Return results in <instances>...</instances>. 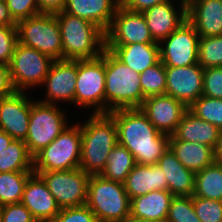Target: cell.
Instances as JSON below:
<instances>
[{
  "mask_svg": "<svg viewBox=\"0 0 222 222\" xmlns=\"http://www.w3.org/2000/svg\"><path fill=\"white\" fill-rule=\"evenodd\" d=\"M118 130V143L128 149L136 164L158 162L168 150L170 136L157 130L140 108L109 112Z\"/></svg>",
  "mask_w": 222,
  "mask_h": 222,
  "instance_id": "cell-1",
  "label": "cell"
},
{
  "mask_svg": "<svg viewBox=\"0 0 222 222\" xmlns=\"http://www.w3.org/2000/svg\"><path fill=\"white\" fill-rule=\"evenodd\" d=\"M80 169L94 175L105 168L107 158L118 144V130L109 113H92L81 123Z\"/></svg>",
  "mask_w": 222,
  "mask_h": 222,
  "instance_id": "cell-2",
  "label": "cell"
},
{
  "mask_svg": "<svg viewBox=\"0 0 222 222\" xmlns=\"http://www.w3.org/2000/svg\"><path fill=\"white\" fill-rule=\"evenodd\" d=\"M63 49V60L95 59L105 49V32L95 23L70 15L56 13Z\"/></svg>",
  "mask_w": 222,
  "mask_h": 222,
  "instance_id": "cell-3",
  "label": "cell"
},
{
  "mask_svg": "<svg viewBox=\"0 0 222 222\" xmlns=\"http://www.w3.org/2000/svg\"><path fill=\"white\" fill-rule=\"evenodd\" d=\"M144 100L140 74L105 48V113L139 108Z\"/></svg>",
  "mask_w": 222,
  "mask_h": 222,
  "instance_id": "cell-4",
  "label": "cell"
},
{
  "mask_svg": "<svg viewBox=\"0 0 222 222\" xmlns=\"http://www.w3.org/2000/svg\"><path fill=\"white\" fill-rule=\"evenodd\" d=\"M130 203L124 183L91 175L86 205L98 222H121L130 215Z\"/></svg>",
  "mask_w": 222,
  "mask_h": 222,
  "instance_id": "cell-5",
  "label": "cell"
},
{
  "mask_svg": "<svg viewBox=\"0 0 222 222\" xmlns=\"http://www.w3.org/2000/svg\"><path fill=\"white\" fill-rule=\"evenodd\" d=\"M81 143V124L68 126L33 157L34 173L80 168Z\"/></svg>",
  "mask_w": 222,
  "mask_h": 222,
  "instance_id": "cell-6",
  "label": "cell"
},
{
  "mask_svg": "<svg viewBox=\"0 0 222 222\" xmlns=\"http://www.w3.org/2000/svg\"><path fill=\"white\" fill-rule=\"evenodd\" d=\"M18 43L51 59L63 60L62 38L55 14L40 13L16 23Z\"/></svg>",
  "mask_w": 222,
  "mask_h": 222,
  "instance_id": "cell-7",
  "label": "cell"
},
{
  "mask_svg": "<svg viewBox=\"0 0 222 222\" xmlns=\"http://www.w3.org/2000/svg\"><path fill=\"white\" fill-rule=\"evenodd\" d=\"M66 120L57 104L32 99L29 129L24 141L29 153L34 157L55 140L69 126Z\"/></svg>",
  "mask_w": 222,
  "mask_h": 222,
  "instance_id": "cell-8",
  "label": "cell"
},
{
  "mask_svg": "<svg viewBox=\"0 0 222 222\" xmlns=\"http://www.w3.org/2000/svg\"><path fill=\"white\" fill-rule=\"evenodd\" d=\"M74 104L105 113V49L98 58L77 60Z\"/></svg>",
  "mask_w": 222,
  "mask_h": 222,
  "instance_id": "cell-9",
  "label": "cell"
},
{
  "mask_svg": "<svg viewBox=\"0 0 222 222\" xmlns=\"http://www.w3.org/2000/svg\"><path fill=\"white\" fill-rule=\"evenodd\" d=\"M53 62L37 49L17 42L8 65L14 90L26 92V89L42 85Z\"/></svg>",
  "mask_w": 222,
  "mask_h": 222,
  "instance_id": "cell-10",
  "label": "cell"
},
{
  "mask_svg": "<svg viewBox=\"0 0 222 222\" xmlns=\"http://www.w3.org/2000/svg\"><path fill=\"white\" fill-rule=\"evenodd\" d=\"M61 209L85 205L91 175L82 169L39 172Z\"/></svg>",
  "mask_w": 222,
  "mask_h": 222,
  "instance_id": "cell-11",
  "label": "cell"
},
{
  "mask_svg": "<svg viewBox=\"0 0 222 222\" xmlns=\"http://www.w3.org/2000/svg\"><path fill=\"white\" fill-rule=\"evenodd\" d=\"M199 34L187 20L159 43L160 61L165 66L184 67L198 63Z\"/></svg>",
  "mask_w": 222,
  "mask_h": 222,
  "instance_id": "cell-12",
  "label": "cell"
},
{
  "mask_svg": "<svg viewBox=\"0 0 222 222\" xmlns=\"http://www.w3.org/2000/svg\"><path fill=\"white\" fill-rule=\"evenodd\" d=\"M133 43H154V40L142 12L131 11L119 5L105 32V45Z\"/></svg>",
  "mask_w": 222,
  "mask_h": 222,
  "instance_id": "cell-13",
  "label": "cell"
},
{
  "mask_svg": "<svg viewBox=\"0 0 222 222\" xmlns=\"http://www.w3.org/2000/svg\"><path fill=\"white\" fill-rule=\"evenodd\" d=\"M204 69L197 63L184 67L165 66L168 94L189 107L203 93Z\"/></svg>",
  "mask_w": 222,
  "mask_h": 222,
  "instance_id": "cell-14",
  "label": "cell"
},
{
  "mask_svg": "<svg viewBox=\"0 0 222 222\" xmlns=\"http://www.w3.org/2000/svg\"><path fill=\"white\" fill-rule=\"evenodd\" d=\"M140 110L160 132L172 135L188 107L168 94L145 98Z\"/></svg>",
  "mask_w": 222,
  "mask_h": 222,
  "instance_id": "cell-15",
  "label": "cell"
},
{
  "mask_svg": "<svg viewBox=\"0 0 222 222\" xmlns=\"http://www.w3.org/2000/svg\"><path fill=\"white\" fill-rule=\"evenodd\" d=\"M26 95L15 91L0 98V129L15 140L25 141L27 138L32 101Z\"/></svg>",
  "mask_w": 222,
  "mask_h": 222,
  "instance_id": "cell-16",
  "label": "cell"
},
{
  "mask_svg": "<svg viewBox=\"0 0 222 222\" xmlns=\"http://www.w3.org/2000/svg\"><path fill=\"white\" fill-rule=\"evenodd\" d=\"M77 78V60H55L45 77L42 86H46V100L41 102L56 105V101L74 104Z\"/></svg>",
  "mask_w": 222,
  "mask_h": 222,
  "instance_id": "cell-17",
  "label": "cell"
},
{
  "mask_svg": "<svg viewBox=\"0 0 222 222\" xmlns=\"http://www.w3.org/2000/svg\"><path fill=\"white\" fill-rule=\"evenodd\" d=\"M179 1V11L173 1H168L142 12L154 42L160 43L187 21V4L184 0Z\"/></svg>",
  "mask_w": 222,
  "mask_h": 222,
  "instance_id": "cell-18",
  "label": "cell"
},
{
  "mask_svg": "<svg viewBox=\"0 0 222 222\" xmlns=\"http://www.w3.org/2000/svg\"><path fill=\"white\" fill-rule=\"evenodd\" d=\"M21 203L37 221L51 222L61 210L44 180L35 173L25 184Z\"/></svg>",
  "mask_w": 222,
  "mask_h": 222,
  "instance_id": "cell-19",
  "label": "cell"
},
{
  "mask_svg": "<svg viewBox=\"0 0 222 222\" xmlns=\"http://www.w3.org/2000/svg\"><path fill=\"white\" fill-rule=\"evenodd\" d=\"M187 20L199 36H222V0H191Z\"/></svg>",
  "mask_w": 222,
  "mask_h": 222,
  "instance_id": "cell-20",
  "label": "cell"
},
{
  "mask_svg": "<svg viewBox=\"0 0 222 222\" xmlns=\"http://www.w3.org/2000/svg\"><path fill=\"white\" fill-rule=\"evenodd\" d=\"M124 187L131 200L151 191H168V181L165 172L157 163L151 165L136 164L127 175Z\"/></svg>",
  "mask_w": 222,
  "mask_h": 222,
  "instance_id": "cell-21",
  "label": "cell"
},
{
  "mask_svg": "<svg viewBox=\"0 0 222 222\" xmlns=\"http://www.w3.org/2000/svg\"><path fill=\"white\" fill-rule=\"evenodd\" d=\"M120 0H66L64 12L87 19L106 32Z\"/></svg>",
  "mask_w": 222,
  "mask_h": 222,
  "instance_id": "cell-22",
  "label": "cell"
},
{
  "mask_svg": "<svg viewBox=\"0 0 222 222\" xmlns=\"http://www.w3.org/2000/svg\"><path fill=\"white\" fill-rule=\"evenodd\" d=\"M118 60L141 74L160 60L159 43H133L130 45H105Z\"/></svg>",
  "mask_w": 222,
  "mask_h": 222,
  "instance_id": "cell-23",
  "label": "cell"
},
{
  "mask_svg": "<svg viewBox=\"0 0 222 222\" xmlns=\"http://www.w3.org/2000/svg\"><path fill=\"white\" fill-rule=\"evenodd\" d=\"M157 164L165 172L168 191L174 196H193L195 173L184 167L170 148L160 157Z\"/></svg>",
  "mask_w": 222,
  "mask_h": 222,
  "instance_id": "cell-24",
  "label": "cell"
},
{
  "mask_svg": "<svg viewBox=\"0 0 222 222\" xmlns=\"http://www.w3.org/2000/svg\"><path fill=\"white\" fill-rule=\"evenodd\" d=\"M174 195L166 190L151 191L131 199L130 215L155 222H166Z\"/></svg>",
  "mask_w": 222,
  "mask_h": 222,
  "instance_id": "cell-25",
  "label": "cell"
},
{
  "mask_svg": "<svg viewBox=\"0 0 222 222\" xmlns=\"http://www.w3.org/2000/svg\"><path fill=\"white\" fill-rule=\"evenodd\" d=\"M220 133L221 130L217 126L197 118L188 110L172 135L177 140L202 143L214 149Z\"/></svg>",
  "mask_w": 222,
  "mask_h": 222,
  "instance_id": "cell-26",
  "label": "cell"
},
{
  "mask_svg": "<svg viewBox=\"0 0 222 222\" xmlns=\"http://www.w3.org/2000/svg\"><path fill=\"white\" fill-rule=\"evenodd\" d=\"M169 148L179 162L194 173L215 162L214 149L202 143L177 140L170 135Z\"/></svg>",
  "mask_w": 222,
  "mask_h": 222,
  "instance_id": "cell-27",
  "label": "cell"
},
{
  "mask_svg": "<svg viewBox=\"0 0 222 222\" xmlns=\"http://www.w3.org/2000/svg\"><path fill=\"white\" fill-rule=\"evenodd\" d=\"M193 196L222 201V163L214 162L195 173Z\"/></svg>",
  "mask_w": 222,
  "mask_h": 222,
  "instance_id": "cell-28",
  "label": "cell"
},
{
  "mask_svg": "<svg viewBox=\"0 0 222 222\" xmlns=\"http://www.w3.org/2000/svg\"><path fill=\"white\" fill-rule=\"evenodd\" d=\"M5 172H34L33 156L24 141L13 139L0 154V173Z\"/></svg>",
  "mask_w": 222,
  "mask_h": 222,
  "instance_id": "cell-29",
  "label": "cell"
},
{
  "mask_svg": "<svg viewBox=\"0 0 222 222\" xmlns=\"http://www.w3.org/2000/svg\"><path fill=\"white\" fill-rule=\"evenodd\" d=\"M135 165L136 161L132 153L118 143L109 154L105 168L100 175L106 179L124 183Z\"/></svg>",
  "mask_w": 222,
  "mask_h": 222,
  "instance_id": "cell-30",
  "label": "cell"
},
{
  "mask_svg": "<svg viewBox=\"0 0 222 222\" xmlns=\"http://www.w3.org/2000/svg\"><path fill=\"white\" fill-rule=\"evenodd\" d=\"M34 172L0 173V206L20 203L28 178Z\"/></svg>",
  "mask_w": 222,
  "mask_h": 222,
  "instance_id": "cell-31",
  "label": "cell"
},
{
  "mask_svg": "<svg viewBox=\"0 0 222 222\" xmlns=\"http://www.w3.org/2000/svg\"><path fill=\"white\" fill-rule=\"evenodd\" d=\"M188 110L197 118L217 126L222 131V99L200 96Z\"/></svg>",
  "mask_w": 222,
  "mask_h": 222,
  "instance_id": "cell-32",
  "label": "cell"
},
{
  "mask_svg": "<svg viewBox=\"0 0 222 222\" xmlns=\"http://www.w3.org/2000/svg\"><path fill=\"white\" fill-rule=\"evenodd\" d=\"M198 64L203 68L222 67V36H200Z\"/></svg>",
  "mask_w": 222,
  "mask_h": 222,
  "instance_id": "cell-33",
  "label": "cell"
},
{
  "mask_svg": "<svg viewBox=\"0 0 222 222\" xmlns=\"http://www.w3.org/2000/svg\"><path fill=\"white\" fill-rule=\"evenodd\" d=\"M140 85L145 98L165 94V65L159 60L140 74Z\"/></svg>",
  "mask_w": 222,
  "mask_h": 222,
  "instance_id": "cell-34",
  "label": "cell"
},
{
  "mask_svg": "<svg viewBox=\"0 0 222 222\" xmlns=\"http://www.w3.org/2000/svg\"><path fill=\"white\" fill-rule=\"evenodd\" d=\"M166 222H201L195 213L192 196H174Z\"/></svg>",
  "mask_w": 222,
  "mask_h": 222,
  "instance_id": "cell-35",
  "label": "cell"
},
{
  "mask_svg": "<svg viewBox=\"0 0 222 222\" xmlns=\"http://www.w3.org/2000/svg\"><path fill=\"white\" fill-rule=\"evenodd\" d=\"M193 207L201 222H222V201L192 196Z\"/></svg>",
  "mask_w": 222,
  "mask_h": 222,
  "instance_id": "cell-36",
  "label": "cell"
},
{
  "mask_svg": "<svg viewBox=\"0 0 222 222\" xmlns=\"http://www.w3.org/2000/svg\"><path fill=\"white\" fill-rule=\"evenodd\" d=\"M202 95L222 99V67L204 69Z\"/></svg>",
  "mask_w": 222,
  "mask_h": 222,
  "instance_id": "cell-37",
  "label": "cell"
},
{
  "mask_svg": "<svg viewBox=\"0 0 222 222\" xmlns=\"http://www.w3.org/2000/svg\"><path fill=\"white\" fill-rule=\"evenodd\" d=\"M17 42L16 25L0 26V62L9 65Z\"/></svg>",
  "mask_w": 222,
  "mask_h": 222,
  "instance_id": "cell-38",
  "label": "cell"
},
{
  "mask_svg": "<svg viewBox=\"0 0 222 222\" xmlns=\"http://www.w3.org/2000/svg\"><path fill=\"white\" fill-rule=\"evenodd\" d=\"M51 222H98L91 209L85 204L63 208Z\"/></svg>",
  "mask_w": 222,
  "mask_h": 222,
  "instance_id": "cell-39",
  "label": "cell"
},
{
  "mask_svg": "<svg viewBox=\"0 0 222 222\" xmlns=\"http://www.w3.org/2000/svg\"><path fill=\"white\" fill-rule=\"evenodd\" d=\"M10 15L17 23L40 14L37 0H5Z\"/></svg>",
  "mask_w": 222,
  "mask_h": 222,
  "instance_id": "cell-40",
  "label": "cell"
},
{
  "mask_svg": "<svg viewBox=\"0 0 222 222\" xmlns=\"http://www.w3.org/2000/svg\"><path fill=\"white\" fill-rule=\"evenodd\" d=\"M32 213L20 202L0 206V222H36Z\"/></svg>",
  "mask_w": 222,
  "mask_h": 222,
  "instance_id": "cell-41",
  "label": "cell"
},
{
  "mask_svg": "<svg viewBox=\"0 0 222 222\" xmlns=\"http://www.w3.org/2000/svg\"><path fill=\"white\" fill-rule=\"evenodd\" d=\"M173 0H120V6L136 12L153 7L154 5L165 3Z\"/></svg>",
  "mask_w": 222,
  "mask_h": 222,
  "instance_id": "cell-42",
  "label": "cell"
},
{
  "mask_svg": "<svg viewBox=\"0 0 222 222\" xmlns=\"http://www.w3.org/2000/svg\"><path fill=\"white\" fill-rule=\"evenodd\" d=\"M15 92L8 64L0 62V98L12 95Z\"/></svg>",
  "mask_w": 222,
  "mask_h": 222,
  "instance_id": "cell-43",
  "label": "cell"
},
{
  "mask_svg": "<svg viewBox=\"0 0 222 222\" xmlns=\"http://www.w3.org/2000/svg\"><path fill=\"white\" fill-rule=\"evenodd\" d=\"M40 13L56 14L65 8L66 0H37Z\"/></svg>",
  "mask_w": 222,
  "mask_h": 222,
  "instance_id": "cell-44",
  "label": "cell"
},
{
  "mask_svg": "<svg viewBox=\"0 0 222 222\" xmlns=\"http://www.w3.org/2000/svg\"><path fill=\"white\" fill-rule=\"evenodd\" d=\"M10 25H16V22L13 20L12 16L10 15L6 1L0 0V26H10Z\"/></svg>",
  "mask_w": 222,
  "mask_h": 222,
  "instance_id": "cell-45",
  "label": "cell"
},
{
  "mask_svg": "<svg viewBox=\"0 0 222 222\" xmlns=\"http://www.w3.org/2000/svg\"><path fill=\"white\" fill-rule=\"evenodd\" d=\"M13 138L0 129V154L8 147Z\"/></svg>",
  "mask_w": 222,
  "mask_h": 222,
  "instance_id": "cell-46",
  "label": "cell"
},
{
  "mask_svg": "<svg viewBox=\"0 0 222 222\" xmlns=\"http://www.w3.org/2000/svg\"><path fill=\"white\" fill-rule=\"evenodd\" d=\"M214 159L215 162L222 163V131L214 148Z\"/></svg>",
  "mask_w": 222,
  "mask_h": 222,
  "instance_id": "cell-47",
  "label": "cell"
},
{
  "mask_svg": "<svg viewBox=\"0 0 222 222\" xmlns=\"http://www.w3.org/2000/svg\"><path fill=\"white\" fill-rule=\"evenodd\" d=\"M121 222H155V221H150L147 219H141V218H136L132 215L127 216L124 220Z\"/></svg>",
  "mask_w": 222,
  "mask_h": 222,
  "instance_id": "cell-48",
  "label": "cell"
}]
</instances>
